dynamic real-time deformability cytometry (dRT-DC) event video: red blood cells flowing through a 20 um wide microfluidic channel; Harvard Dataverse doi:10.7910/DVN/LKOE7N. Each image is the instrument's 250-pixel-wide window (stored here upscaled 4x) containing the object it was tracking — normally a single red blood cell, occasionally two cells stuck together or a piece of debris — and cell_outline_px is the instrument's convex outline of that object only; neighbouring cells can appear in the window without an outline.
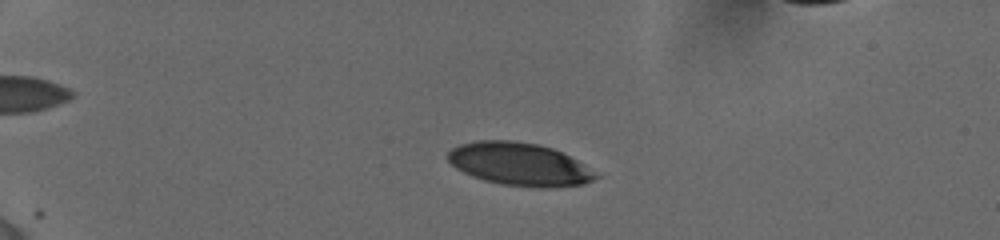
{"species": "human", "species_latin": "Homo sapiens", "temperature_condition": "cold", "stored_images_in_passage": 9, "camera_frame_rate_fps": 3000, "um_per_image_px": 0.085, "donor": {"sex": "female"}, "frame": {"image": 1, "passage_image": 4, "time_ms": 2.333, "image_size_px": [1000, 240], "cell_outline_px": [[600, 176], [584, 184], [556, 188], [536, 188], [504, 184], [484, 180], [472, 176], [456, 168], [448, 160], [448, 152], [452, 148], [460, 144], [480, 140], [512, 140], [536, 144], [552, 148], [576, 160]], "centroid_in_image_um": [44.14, 13.96], "position_along_channel_um": 40.9, "area_um2": 36.7}}
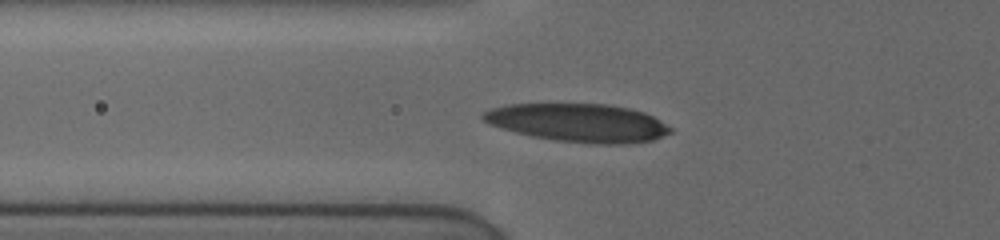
{"frame": {"image": 2, "passage_image": 7, "time_ms": 5.0, "image_size_px": [1000, 240], "cell_outline_px": [[672, 132], [652, 140], [620, 144], [588, 144], [556, 140], [532, 136], [516, 132], [488, 124], [480, 120], [480, 116], [488, 108], [508, 104], [608, 104], [628, 108], [644, 112], [660, 120], [672, 128]], "centroid_in_image_um": [49.11, 10.43], "position_along_channel_um": 76.7, "area_um2": 41.85}}
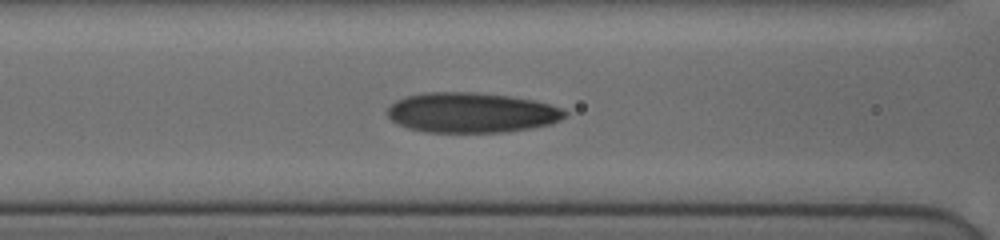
{"frame": {"image": 3, "passage_image": 9, "time_ms": 6.333, "image_size_px": [1000, 240], "cell_outline_px": [[568, 116], [552, 124], [508, 132], [424, 132], [408, 128], [392, 120], [388, 116], [388, 108], [396, 100], [404, 96], [424, 92], [472, 92], [508, 96], [536, 100], [564, 108], [568, 112]], "centroid_in_image_um": [40.12, 9.57], "position_along_channel_um": 126.5, "area_um2": 41.79}}